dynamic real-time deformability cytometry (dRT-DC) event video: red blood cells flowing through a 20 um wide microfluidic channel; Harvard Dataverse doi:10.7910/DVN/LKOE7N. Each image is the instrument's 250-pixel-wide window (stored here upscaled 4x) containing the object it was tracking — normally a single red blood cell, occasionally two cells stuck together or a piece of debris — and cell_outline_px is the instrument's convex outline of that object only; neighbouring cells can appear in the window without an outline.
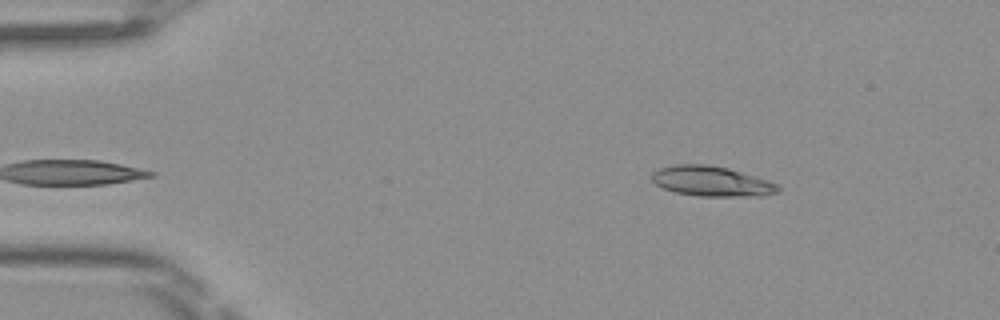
{"species": "Egyptian fruit bat (a non-hibernating species)", "species_latin": "Rousettus aegyptiacus", "temperature_condition": "room temperature", "stored_images_in_passage": 43, "camera_frame_rate_fps": 3000, "um_per_image_px": 0.085, "frame": {"image": 1, "passage_image": 1, "time_ms": 0.0, "image_size_px": [1000, 320], "cell_outline_px": [[780, 192], [764, 196], [696, 196], [676, 192], [664, 188], [656, 184], [652, 180], [652, 172], [660, 168], [676, 164], [708, 164], [728, 168], [768, 180], [780, 184]], "centroid_in_image_um": [60.53, 15.41], "position_along_channel_um": 24.5, "area_um2": 22.25}}
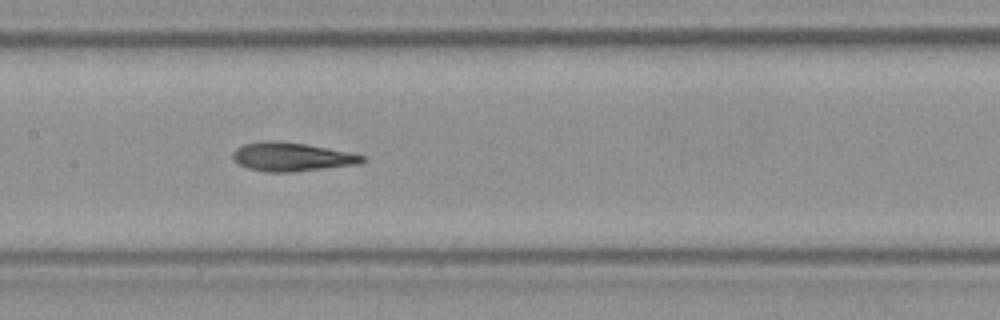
{"frame": {"image": 2, "passage_image": 18, "time_ms": 5.667, "image_size_px": [1000, 320], "cell_outline_px": [[364, 160], [360, 164], [292, 172], [264, 172], [248, 168], [232, 160], [232, 152], [236, 148], [244, 144], [264, 140], [276, 140], [304, 144], [328, 148], [364, 156]], "centroid_in_image_um": [24.73, 13.33], "position_along_channel_um": 182.7, "area_um2": 21.62}}
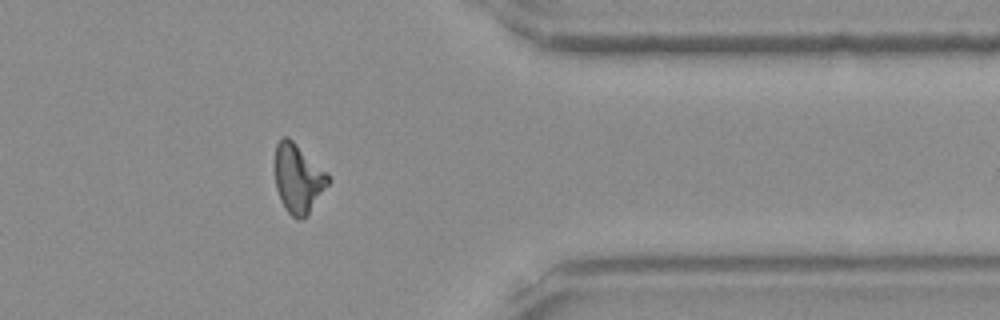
{"frame": {"image": 3, "passage_image": 34, "time_ms": 11.0, "image_size_px": [1000, 320], "cell_outline_px": [[328, 184], [308, 216], [300, 220], [296, 220], [284, 208], [280, 200], [276, 188], [276, 144], [280, 136], [288, 136], [328, 176]], "centroid_in_image_um": [25.3, 15.22], "position_along_channel_um": 386.1, "area_um2": 20.92}, "authors_computed_cell_mechanics": {"area_um2": 21.097, "velocity_mm_per_s": 4.0901, "shape_relaxation_time_tau1_ms": null, "shape_relaxation_time_tau2_ms": 2.8562, "deformation_change_tau1": null, "deformation_change_tau2": 0.0884}}